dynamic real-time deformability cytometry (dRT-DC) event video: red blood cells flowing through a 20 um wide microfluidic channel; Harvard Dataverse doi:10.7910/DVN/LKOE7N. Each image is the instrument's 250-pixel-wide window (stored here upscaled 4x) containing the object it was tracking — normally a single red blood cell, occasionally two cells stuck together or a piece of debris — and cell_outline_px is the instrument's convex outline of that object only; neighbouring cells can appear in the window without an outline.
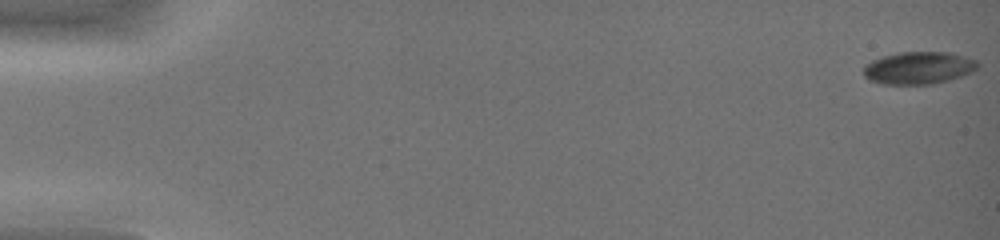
{"species": "common noctule bat (a hibernating species)", "species_latin": "Nyctalus noctula", "temperature_condition": "warm", "stored_images_in_passage": 45, "camera_frame_rate_fps": 3000, "um_per_image_px": 0.085, "animal": {"sex": "female", "body_mass_g": 19.0, "forearm_length_mm": 51.5}, "frame": {"image": 1, "passage_image": 1, "time_ms": 0.0, "image_size_px": [1000, 240], "cell_outline_px": [[980, 64], [972, 72], [948, 80], [932, 84], [884, 84], [868, 80], [864, 76], [864, 64], [872, 60], [884, 56], [900, 52], [952, 52], [976, 60]], "centroid_in_image_um": [78.07, 5.77], "position_along_channel_um": 6.9, "area_um2": 21.56}}
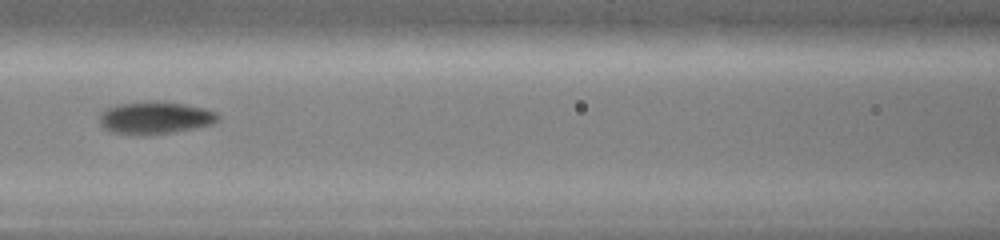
{"frame": {"image": 2, "passage_image": 23, "time_ms": 7.333, "image_size_px": [1000, 240], "cell_outline_px": [[220, 116], [212, 124], [196, 128], [176, 132], [144, 136], [136, 136], [108, 132], [100, 124], [100, 112], [116, 104], [184, 104], [204, 108], [216, 112]], "centroid_in_image_um": [13.15, 10.09], "position_along_channel_um": 153.4, "area_um2": 21.91}}
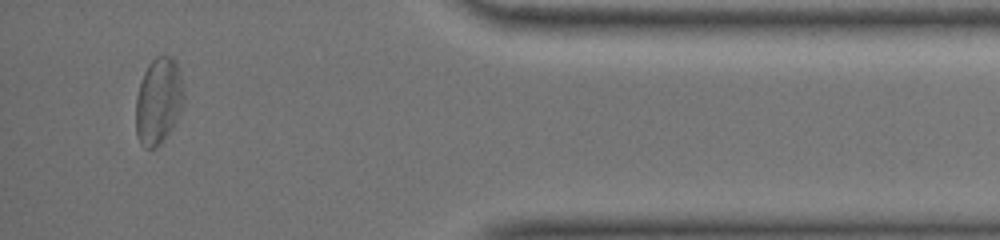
{"frame": {"image": 3, "passage_image": 43, "time_ms": 14.0, "image_size_px": [1000, 240], "cell_outline_px": [[184, 104], [180, 116], [160, 144], [156, 148], [144, 148], [140, 144], [136, 136], [136, 96], [140, 80], [148, 64], [156, 56], [172, 56], [176, 60], [180, 72], [184, 92]], "centroid_in_image_um": [13.48, 8.58], "position_along_channel_um": 421.7, "area_um2": 24.68}, "authors_computed_cell_mechanics": {"area_um2": 21.386, "velocity_mm_per_s": 4.4163, "shape_relaxation_time_tau1_ms": 2.912, "shape_relaxation_time_tau2_ms": 1.3138, "deformation_change_tau1": 0.1273, "deformation_change_tau2": 0.0495}}